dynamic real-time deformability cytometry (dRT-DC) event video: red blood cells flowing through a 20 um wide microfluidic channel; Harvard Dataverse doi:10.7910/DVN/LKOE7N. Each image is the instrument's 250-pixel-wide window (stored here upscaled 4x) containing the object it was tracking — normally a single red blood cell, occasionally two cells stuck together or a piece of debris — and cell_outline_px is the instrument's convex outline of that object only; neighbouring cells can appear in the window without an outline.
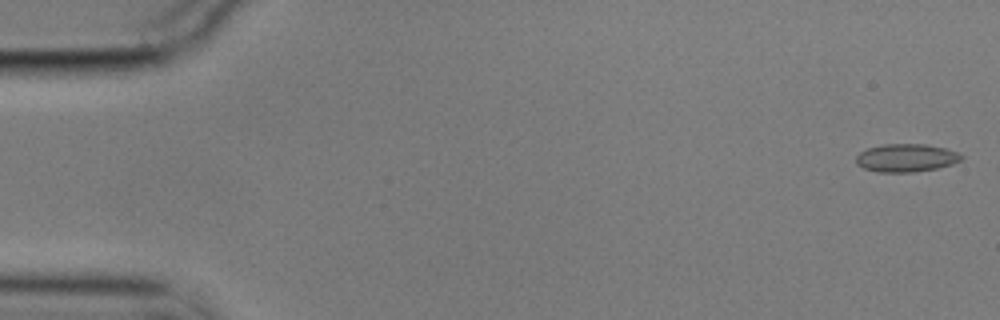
{"species": "common noctule bat (a hibernating species)", "species_latin": "Nyctalus noctula", "temperature_condition": "cold", "stored_images_in_passage": 56, "camera_frame_rate_fps": 3000, "um_per_image_px": 0.085, "animal": {"sex": "male", "body_mass_g": 17.9}, "frame": {"image": 1, "passage_image": 1, "time_ms": 0.0, "image_size_px": [1000, 320], "cell_outline_px": [[964, 156], [960, 160], [952, 164], [936, 168], [912, 172], [876, 172], [864, 168], [856, 164], [856, 156], [860, 152], [868, 148], [884, 144], [924, 144], [944, 148], [956, 152]], "centroid_in_image_um": [76.99, 13.42], "position_along_channel_um": 8.0, "area_um2": 17.05}}
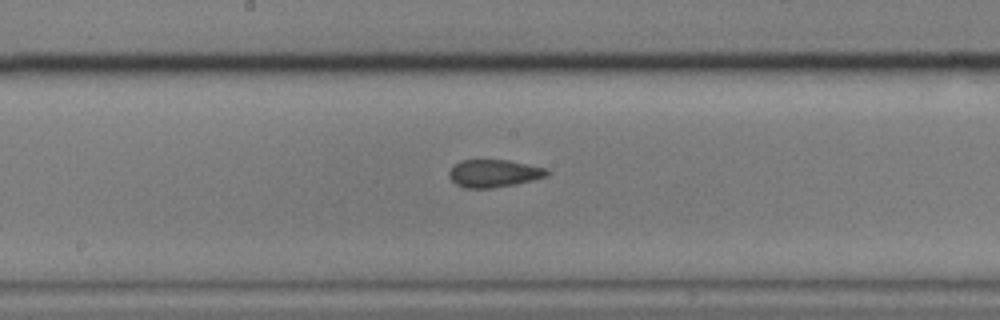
{"frame": {"image": 2, "passage_image": 29, "time_ms": 9.333, "image_size_px": [1000, 320], "cell_outline_px": [[552, 172], [548, 176], [516, 184], [492, 188], [464, 188], [456, 184], [448, 176], [448, 172], [460, 160], [508, 160], [548, 168]], "centroid_in_image_um": [42.02, 14.74], "position_along_channel_um": 206.2, "area_um2": 15.9}}
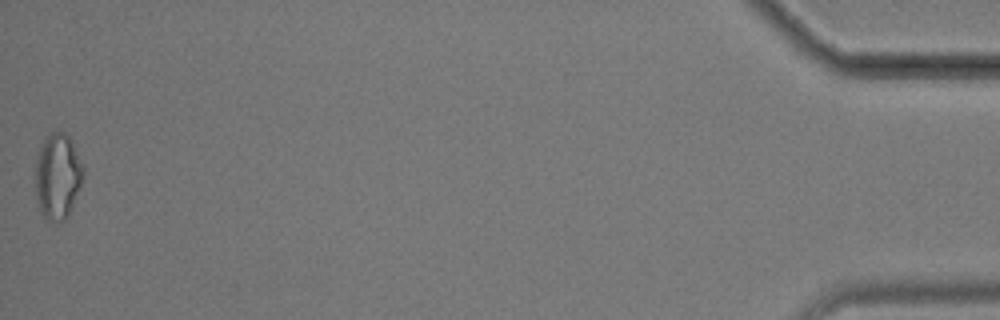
{"frame": {"image": 3, "passage_image": 56, "time_ms": 18.333, "image_size_px": [1000, 320], "cell_outline_px": [[84, 176], [68, 216], [64, 220], [56, 224], [48, 220], [40, 212], [36, 196], [36, 164], [40, 144], [52, 132], [64, 132], [68, 136], [84, 168]], "centroid_in_image_um": [4.89, 15.03], "position_along_channel_um": 430.3, "area_um2": 23.7}, "authors_computed_cell_mechanics": {"area_um2": 16.473, "velocity_mm_per_s": 3.535, "shape_relaxation_time_tau1_ms": null, "shape_relaxation_time_tau2_ms": 2.6725, "deformation_change_tau1": null, "deformation_change_tau2": 0.0752}}